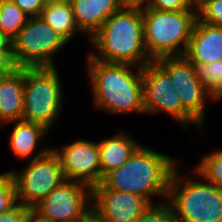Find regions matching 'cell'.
<instances>
[{"instance_id": "1", "label": "cell", "mask_w": 222, "mask_h": 222, "mask_svg": "<svg viewBox=\"0 0 222 222\" xmlns=\"http://www.w3.org/2000/svg\"><path fill=\"white\" fill-rule=\"evenodd\" d=\"M98 49L89 55L101 62L129 64L139 68L151 62L145 49L142 4H125L112 14L90 39Z\"/></svg>"}, {"instance_id": "2", "label": "cell", "mask_w": 222, "mask_h": 222, "mask_svg": "<svg viewBox=\"0 0 222 222\" xmlns=\"http://www.w3.org/2000/svg\"><path fill=\"white\" fill-rule=\"evenodd\" d=\"M177 166L176 159L141 144L122 166L108 172L94 188L138 194L155 205L154 196L167 199L170 178Z\"/></svg>"}, {"instance_id": "3", "label": "cell", "mask_w": 222, "mask_h": 222, "mask_svg": "<svg viewBox=\"0 0 222 222\" xmlns=\"http://www.w3.org/2000/svg\"><path fill=\"white\" fill-rule=\"evenodd\" d=\"M87 66L96 108L111 114L145 113L142 68L101 62L90 55Z\"/></svg>"}, {"instance_id": "4", "label": "cell", "mask_w": 222, "mask_h": 222, "mask_svg": "<svg viewBox=\"0 0 222 222\" xmlns=\"http://www.w3.org/2000/svg\"><path fill=\"white\" fill-rule=\"evenodd\" d=\"M145 49L151 61L163 57L184 56L197 10L158 11L142 4Z\"/></svg>"}, {"instance_id": "5", "label": "cell", "mask_w": 222, "mask_h": 222, "mask_svg": "<svg viewBox=\"0 0 222 222\" xmlns=\"http://www.w3.org/2000/svg\"><path fill=\"white\" fill-rule=\"evenodd\" d=\"M177 168L170 178L166 200L176 221L222 222V188L203 180L179 178Z\"/></svg>"}, {"instance_id": "6", "label": "cell", "mask_w": 222, "mask_h": 222, "mask_svg": "<svg viewBox=\"0 0 222 222\" xmlns=\"http://www.w3.org/2000/svg\"><path fill=\"white\" fill-rule=\"evenodd\" d=\"M55 67L24 68L22 119L50 130L61 114L63 88Z\"/></svg>"}, {"instance_id": "7", "label": "cell", "mask_w": 222, "mask_h": 222, "mask_svg": "<svg viewBox=\"0 0 222 222\" xmlns=\"http://www.w3.org/2000/svg\"><path fill=\"white\" fill-rule=\"evenodd\" d=\"M69 43L40 16L30 17L12 39L16 68L55 67L53 57Z\"/></svg>"}, {"instance_id": "8", "label": "cell", "mask_w": 222, "mask_h": 222, "mask_svg": "<svg viewBox=\"0 0 222 222\" xmlns=\"http://www.w3.org/2000/svg\"><path fill=\"white\" fill-rule=\"evenodd\" d=\"M11 173L17 203L32 209L66 180L57 155L49 147L37 151L22 172Z\"/></svg>"}, {"instance_id": "9", "label": "cell", "mask_w": 222, "mask_h": 222, "mask_svg": "<svg viewBox=\"0 0 222 222\" xmlns=\"http://www.w3.org/2000/svg\"><path fill=\"white\" fill-rule=\"evenodd\" d=\"M33 210L55 222H80L92 211V189L78 181H63Z\"/></svg>"}, {"instance_id": "10", "label": "cell", "mask_w": 222, "mask_h": 222, "mask_svg": "<svg viewBox=\"0 0 222 222\" xmlns=\"http://www.w3.org/2000/svg\"><path fill=\"white\" fill-rule=\"evenodd\" d=\"M142 83L145 113L164 111L184 127L189 124L203 128L183 107L168 74L155 62L142 67Z\"/></svg>"}, {"instance_id": "11", "label": "cell", "mask_w": 222, "mask_h": 222, "mask_svg": "<svg viewBox=\"0 0 222 222\" xmlns=\"http://www.w3.org/2000/svg\"><path fill=\"white\" fill-rule=\"evenodd\" d=\"M155 62L178 90L182 107L203 127L206 103L215 99L198 80L194 65L185 56L163 57Z\"/></svg>"}, {"instance_id": "12", "label": "cell", "mask_w": 222, "mask_h": 222, "mask_svg": "<svg viewBox=\"0 0 222 222\" xmlns=\"http://www.w3.org/2000/svg\"><path fill=\"white\" fill-rule=\"evenodd\" d=\"M52 151L60 161L65 179L81 182L91 189L101 183L97 142L82 139Z\"/></svg>"}, {"instance_id": "13", "label": "cell", "mask_w": 222, "mask_h": 222, "mask_svg": "<svg viewBox=\"0 0 222 222\" xmlns=\"http://www.w3.org/2000/svg\"><path fill=\"white\" fill-rule=\"evenodd\" d=\"M152 204L144 197L108 188L92 189V215L95 222H134Z\"/></svg>"}, {"instance_id": "14", "label": "cell", "mask_w": 222, "mask_h": 222, "mask_svg": "<svg viewBox=\"0 0 222 222\" xmlns=\"http://www.w3.org/2000/svg\"><path fill=\"white\" fill-rule=\"evenodd\" d=\"M184 56L192 64L222 61V27L197 18Z\"/></svg>"}, {"instance_id": "15", "label": "cell", "mask_w": 222, "mask_h": 222, "mask_svg": "<svg viewBox=\"0 0 222 222\" xmlns=\"http://www.w3.org/2000/svg\"><path fill=\"white\" fill-rule=\"evenodd\" d=\"M70 4L78 30L87 33L89 40L125 5L123 0H70Z\"/></svg>"}, {"instance_id": "16", "label": "cell", "mask_w": 222, "mask_h": 222, "mask_svg": "<svg viewBox=\"0 0 222 222\" xmlns=\"http://www.w3.org/2000/svg\"><path fill=\"white\" fill-rule=\"evenodd\" d=\"M24 68L0 75V123L19 121L23 114Z\"/></svg>"}, {"instance_id": "17", "label": "cell", "mask_w": 222, "mask_h": 222, "mask_svg": "<svg viewBox=\"0 0 222 222\" xmlns=\"http://www.w3.org/2000/svg\"><path fill=\"white\" fill-rule=\"evenodd\" d=\"M97 145L100 156L101 182L108 172L122 166L141 146L126 132L114 134L111 138L97 142Z\"/></svg>"}, {"instance_id": "18", "label": "cell", "mask_w": 222, "mask_h": 222, "mask_svg": "<svg viewBox=\"0 0 222 222\" xmlns=\"http://www.w3.org/2000/svg\"><path fill=\"white\" fill-rule=\"evenodd\" d=\"M15 123L10 136L9 147L19 159L29 158L36 150L49 131L42 125L25 122L23 120L12 121Z\"/></svg>"}, {"instance_id": "19", "label": "cell", "mask_w": 222, "mask_h": 222, "mask_svg": "<svg viewBox=\"0 0 222 222\" xmlns=\"http://www.w3.org/2000/svg\"><path fill=\"white\" fill-rule=\"evenodd\" d=\"M40 17L68 42L81 32L78 30L70 2L46 3Z\"/></svg>"}, {"instance_id": "20", "label": "cell", "mask_w": 222, "mask_h": 222, "mask_svg": "<svg viewBox=\"0 0 222 222\" xmlns=\"http://www.w3.org/2000/svg\"><path fill=\"white\" fill-rule=\"evenodd\" d=\"M28 16L11 0H0V30L13 39L25 26Z\"/></svg>"}, {"instance_id": "21", "label": "cell", "mask_w": 222, "mask_h": 222, "mask_svg": "<svg viewBox=\"0 0 222 222\" xmlns=\"http://www.w3.org/2000/svg\"><path fill=\"white\" fill-rule=\"evenodd\" d=\"M198 80L214 97L215 101L222 98V61L213 63L193 64Z\"/></svg>"}, {"instance_id": "22", "label": "cell", "mask_w": 222, "mask_h": 222, "mask_svg": "<svg viewBox=\"0 0 222 222\" xmlns=\"http://www.w3.org/2000/svg\"><path fill=\"white\" fill-rule=\"evenodd\" d=\"M194 169L196 175L222 188V149L204 156Z\"/></svg>"}, {"instance_id": "23", "label": "cell", "mask_w": 222, "mask_h": 222, "mask_svg": "<svg viewBox=\"0 0 222 222\" xmlns=\"http://www.w3.org/2000/svg\"><path fill=\"white\" fill-rule=\"evenodd\" d=\"M17 204V195L11 171L0 174V214Z\"/></svg>"}, {"instance_id": "24", "label": "cell", "mask_w": 222, "mask_h": 222, "mask_svg": "<svg viewBox=\"0 0 222 222\" xmlns=\"http://www.w3.org/2000/svg\"><path fill=\"white\" fill-rule=\"evenodd\" d=\"M197 18L208 25L222 27V0H205L197 8Z\"/></svg>"}, {"instance_id": "25", "label": "cell", "mask_w": 222, "mask_h": 222, "mask_svg": "<svg viewBox=\"0 0 222 222\" xmlns=\"http://www.w3.org/2000/svg\"><path fill=\"white\" fill-rule=\"evenodd\" d=\"M134 222H177L171 207L165 202L152 205Z\"/></svg>"}, {"instance_id": "26", "label": "cell", "mask_w": 222, "mask_h": 222, "mask_svg": "<svg viewBox=\"0 0 222 222\" xmlns=\"http://www.w3.org/2000/svg\"><path fill=\"white\" fill-rule=\"evenodd\" d=\"M145 5L158 11L197 10L195 0H147Z\"/></svg>"}, {"instance_id": "27", "label": "cell", "mask_w": 222, "mask_h": 222, "mask_svg": "<svg viewBox=\"0 0 222 222\" xmlns=\"http://www.w3.org/2000/svg\"><path fill=\"white\" fill-rule=\"evenodd\" d=\"M32 208L17 203L7 212L0 214V222H28Z\"/></svg>"}, {"instance_id": "28", "label": "cell", "mask_w": 222, "mask_h": 222, "mask_svg": "<svg viewBox=\"0 0 222 222\" xmlns=\"http://www.w3.org/2000/svg\"><path fill=\"white\" fill-rule=\"evenodd\" d=\"M16 4L29 18L40 16L45 7V0H11Z\"/></svg>"}, {"instance_id": "29", "label": "cell", "mask_w": 222, "mask_h": 222, "mask_svg": "<svg viewBox=\"0 0 222 222\" xmlns=\"http://www.w3.org/2000/svg\"><path fill=\"white\" fill-rule=\"evenodd\" d=\"M0 57L11 67L14 68L12 56V39L0 30Z\"/></svg>"}, {"instance_id": "30", "label": "cell", "mask_w": 222, "mask_h": 222, "mask_svg": "<svg viewBox=\"0 0 222 222\" xmlns=\"http://www.w3.org/2000/svg\"><path fill=\"white\" fill-rule=\"evenodd\" d=\"M28 222H55L52 220L44 219L38 215L33 209L31 210Z\"/></svg>"}, {"instance_id": "31", "label": "cell", "mask_w": 222, "mask_h": 222, "mask_svg": "<svg viewBox=\"0 0 222 222\" xmlns=\"http://www.w3.org/2000/svg\"><path fill=\"white\" fill-rule=\"evenodd\" d=\"M11 67L0 57V75L7 73Z\"/></svg>"}, {"instance_id": "32", "label": "cell", "mask_w": 222, "mask_h": 222, "mask_svg": "<svg viewBox=\"0 0 222 222\" xmlns=\"http://www.w3.org/2000/svg\"><path fill=\"white\" fill-rule=\"evenodd\" d=\"M147 0H123L125 4H131V5H141L145 4Z\"/></svg>"}, {"instance_id": "33", "label": "cell", "mask_w": 222, "mask_h": 222, "mask_svg": "<svg viewBox=\"0 0 222 222\" xmlns=\"http://www.w3.org/2000/svg\"><path fill=\"white\" fill-rule=\"evenodd\" d=\"M80 222H95L92 213L83 221Z\"/></svg>"}, {"instance_id": "34", "label": "cell", "mask_w": 222, "mask_h": 222, "mask_svg": "<svg viewBox=\"0 0 222 222\" xmlns=\"http://www.w3.org/2000/svg\"><path fill=\"white\" fill-rule=\"evenodd\" d=\"M46 3H51V2H70V0H45Z\"/></svg>"}, {"instance_id": "35", "label": "cell", "mask_w": 222, "mask_h": 222, "mask_svg": "<svg viewBox=\"0 0 222 222\" xmlns=\"http://www.w3.org/2000/svg\"><path fill=\"white\" fill-rule=\"evenodd\" d=\"M205 0H195L196 7L198 8Z\"/></svg>"}]
</instances>
